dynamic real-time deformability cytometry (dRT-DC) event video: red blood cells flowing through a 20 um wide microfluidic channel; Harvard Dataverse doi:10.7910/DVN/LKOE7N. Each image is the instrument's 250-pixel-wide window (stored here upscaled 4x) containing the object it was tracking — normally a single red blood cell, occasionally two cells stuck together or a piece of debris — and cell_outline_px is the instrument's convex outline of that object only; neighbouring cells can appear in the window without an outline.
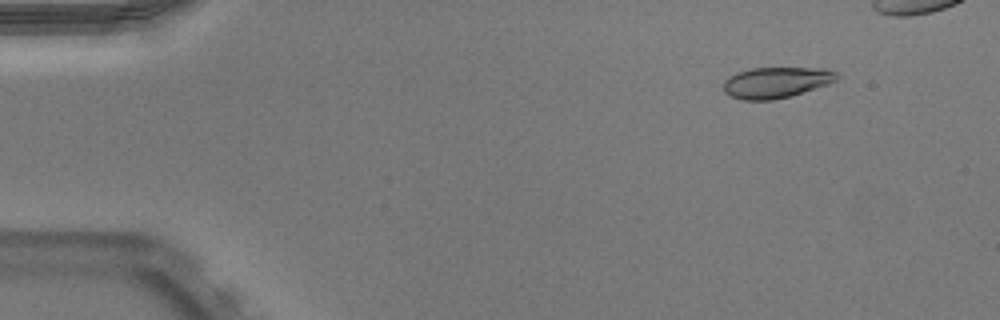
{"species": "Egyptian fruit bat (a non-hibernating species)", "species_latin": "Rousettus aegyptiacus", "temperature_condition": "warm", "stored_images_in_passage": 46, "camera_frame_rate_fps": 3000, "um_per_image_px": 0.085, "animal": {"sex": "male"}, "frame": {"image": 1, "passage_image": 6, "time_ms": 1.667, "image_size_px": [1000, 320], "cell_outline_px": [[836, 80], [828, 84], [788, 96], [772, 100], [744, 100], [732, 96], [724, 92], [724, 80], [736, 72], [752, 68], [828, 68], [836, 72]], "centroid_in_image_um": [65.95, 6.99], "position_along_channel_um": 19.1, "area_um2": 20.17}}
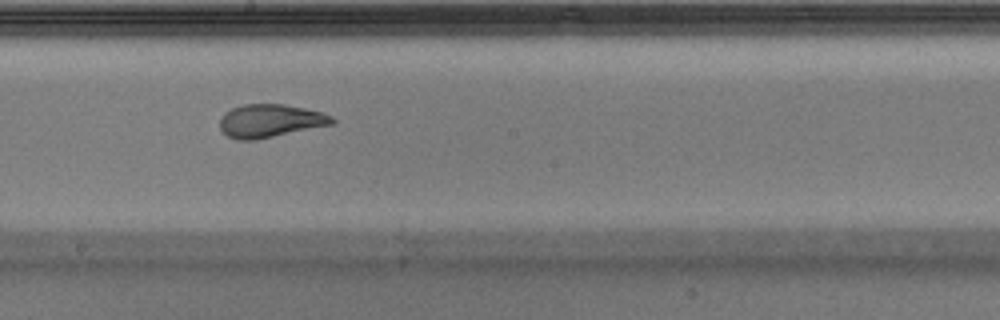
{"frame": {"image": 2, "passage_image": 29, "time_ms": 9.333, "image_size_px": [1000, 320], "cell_outline_px": [[336, 124], [256, 140], [236, 140], [228, 136], [220, 128], [220, 120], [224, 112], [232, 108], [244, 104], [284, 104], [304, 108], [320, 112], [332, 116], [336, 120]], "centroid_in_image_um": [22.99, 10.28], "position_along_channel_um": 225.2, "area_um2": 21.85}}
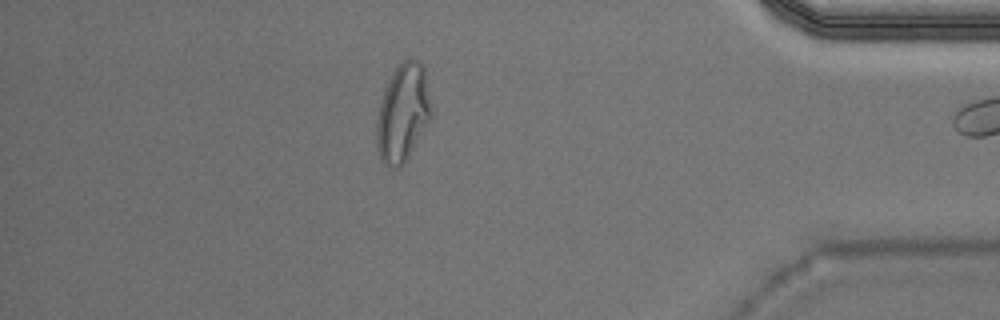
{"frame": {"image": 3, "passage_image": 45, "time_ms": 14.667, "image_size_px": [1000, 320], "cell_outline_px": [[432, 116], [428, 124], [404, 164], [400, 168], [392, 168], [384, 164], [380, 160], [376, 144], [376, 120], [380, 104], [388, 80], [396, 64], [408, 56], [412, 56], [424, 64], [432, 108]], "centroid_in_image_um": [34.25, 9.56], "position_along_channel_um": 400.9, "area_um2": 31.91}}